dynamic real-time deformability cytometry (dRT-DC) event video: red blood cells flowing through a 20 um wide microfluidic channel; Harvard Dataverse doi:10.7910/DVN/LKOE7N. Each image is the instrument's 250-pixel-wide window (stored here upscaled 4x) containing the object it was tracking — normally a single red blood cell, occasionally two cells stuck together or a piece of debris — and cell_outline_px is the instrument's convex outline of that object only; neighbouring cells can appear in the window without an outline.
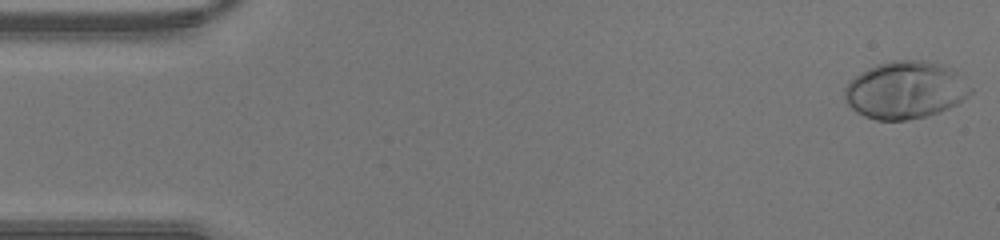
{"species": "human", "species_latin": "Homo sapiens", "temperature_condition": "warm", "stored_images_in_passage": 45, "camera_frame_rate_fps": 3000, "um_per_image_px": 0.085, "donor": {"sex": "male"}, "frame": {"image": 1, "passage_image": 1, "time_ms": 0.0, "image_size_px": [1000, 240], "cell_outline_px": [[972, 92], [968, 96], [956, 104], [940, 112], [928, 116], [908, 120], [876, 120], [864, 116], [856, 112], [848, 104], [844, 96], [844, 88], [848, 80], [860, 72], [876, 64], [892, 60], [924, 60], [940, 64], [964, 76], [972, 88]], "centroid_in_image_um": [76.95, 7.65], "position_along_channel_um": 8.1, "area_um2": 42.54}}
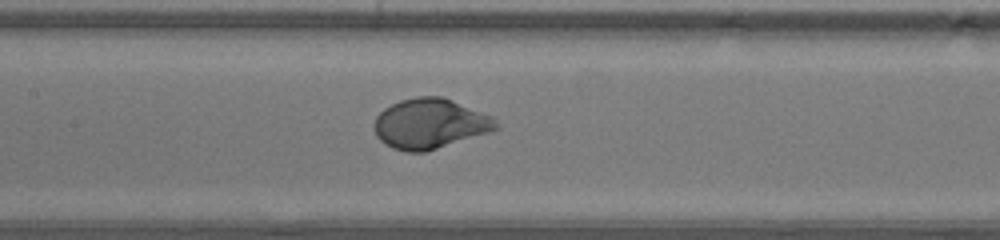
{"frame": {"image": 2, "passage_image": 21, "time_ms": 6.667, "image_size_px": [1000, 240], "cell_outline_px": [[500, 128], [488, 132], [424, 152], [408, 152], [392, 148], [384, 144], [376, 136], [376, 116], [384, 108], [400, 100], [416, 96], [440, 96], [492, 116], [500, 124]], "centroid_in_image_um": [36.54, 10.51], "position_along_channel_um": 170.9, "area_um2": 35.14}}
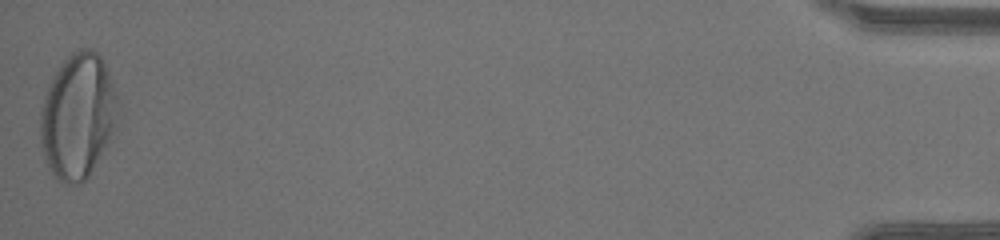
{"frame": {"image": 3, "passage_image": 45, "time_ms": 14.667, "image_size_px": [1000, 240], "cell_outline_px": [[120, 100], [116, 128], [88, 176], [80, 184], [68, 184], [60, 180], [52, 172], [44, 156], [40, 140], [40, 112], [44, 96], [48, 84], [52, 76], [60, 64], [72, 52], [80, 48], [92, 48], [100, 56], [108, 72]], "centroid_in_image_um": [6.62, 9.83], "position_along_channel_um": 428.6, "area_um2": 56.64}}